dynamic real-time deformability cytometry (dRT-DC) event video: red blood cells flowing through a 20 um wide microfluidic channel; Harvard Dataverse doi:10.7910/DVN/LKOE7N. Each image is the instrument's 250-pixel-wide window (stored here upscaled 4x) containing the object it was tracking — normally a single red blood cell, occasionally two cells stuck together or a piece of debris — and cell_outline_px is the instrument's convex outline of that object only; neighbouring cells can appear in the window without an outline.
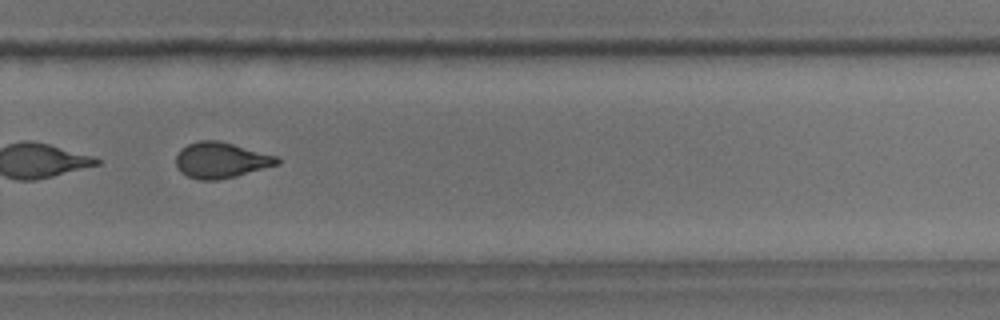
{"species": "common noctule bat (a hibernating species)", "species_latin": "Nyctalus noctula", "temperature_condition": "room temperature", "stored_images_in_passage": 52, "camera_frame_rate_fps": 3000, "um_per_image_px": 0.085, "animal": {"sex": "male", "body_mass_g": 18.8}, "frame": {"image": 1, "passage_image": 36, "time_ms": 11.667, "image_size_px": [1000, 320], "cell_outline_px": [[280, 164], [236, 176], [220, 180], [200, 180], [188, 176], [180, 172], [176, 164], [176, 156], [180, 148], [188, 144], [200, 140], [220, 140], [280, 156]], "centroid_in_image_um": [18.81, 13.6], "position_along_channel_um": 311.0, "area_um2": 21.44}}